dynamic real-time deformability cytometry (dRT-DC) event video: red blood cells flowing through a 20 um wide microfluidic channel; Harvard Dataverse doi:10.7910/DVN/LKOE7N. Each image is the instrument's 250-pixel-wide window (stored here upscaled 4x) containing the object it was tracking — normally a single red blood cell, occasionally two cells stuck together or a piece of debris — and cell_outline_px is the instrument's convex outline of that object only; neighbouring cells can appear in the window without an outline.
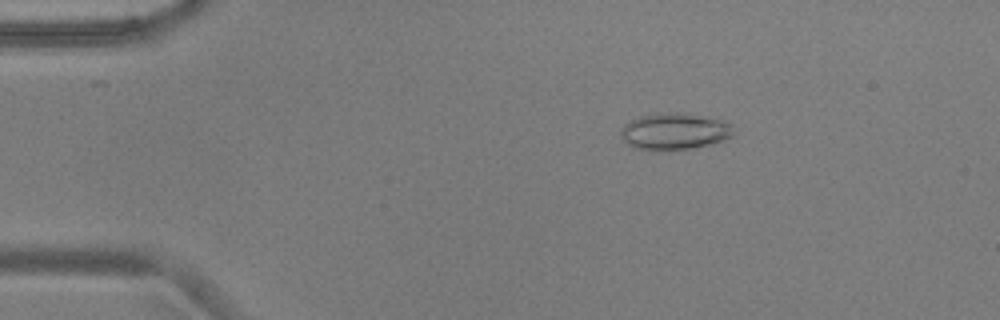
{"species": "common noctule bat (a hibernating species)", "species_latin": "Nyctalus noctula", "temperature_condition": "warm", "stored_images_in_passage": 10, "camera_frame_rate_fps": 3000, "um_per_image_px": 0.085, "animal": {"sex": "male", "body_mass_g": 17.9, "forearm_length_mm": 54.2}, "frame": {"image": 1, "passage_image": 10, "time_ms": 3.0, "image_size_px": [1000, 320], "cell_outline_px": [[736, 132], [732, 136], [724, 140], [692, 148], [668, 152], [656, 152], [632, 148], [620, 136], [620, 132], [624, 124], [640, 116], [668, 112], [676, 112], [708, 116], [724, 120], [732, 124]], "centroid_in_image_um": [57.35, 11.19], "position_along_channel_um": 27.7, "area_um2": 24.8}}